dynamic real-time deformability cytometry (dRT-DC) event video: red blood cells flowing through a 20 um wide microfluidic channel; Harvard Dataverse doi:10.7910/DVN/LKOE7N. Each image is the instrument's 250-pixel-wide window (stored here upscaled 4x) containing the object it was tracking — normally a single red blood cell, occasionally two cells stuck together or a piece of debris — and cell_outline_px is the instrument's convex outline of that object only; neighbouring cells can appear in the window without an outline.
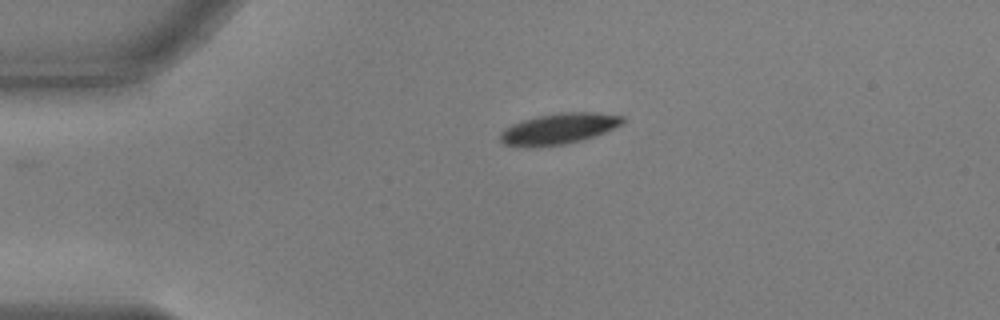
{"species": "common noctule bat (a hibernating species)", "species_latin": "Nyctalus noctula", "temperature_condition": "warm", "stored_images_in_passage": 39, "camera_frame_rate_fps": 3000, "um_per_image_px": 0.085, "animal": {"sex": "male", "body_mass_g": 17.9, "forearm_length_mm": 54.2}, "frame": {"image": 1, "passage_image": 1, "time_ms": 0.0, "image_size_px": [1000, 320], "cell_outline_px": [[624, 124], [596, 136], [584, 140], [564, 144], [532, 148], [528, 148], [504, 144], [500, 140], [500, 132], [504, 128], [512, 124], [536, 116], [560, 112], [592, 112], [624, 116]], "centroid_in_image_um": [47.5, 10.95], "position_along_channel_um": 37.5, "area_um2": 22.37}}
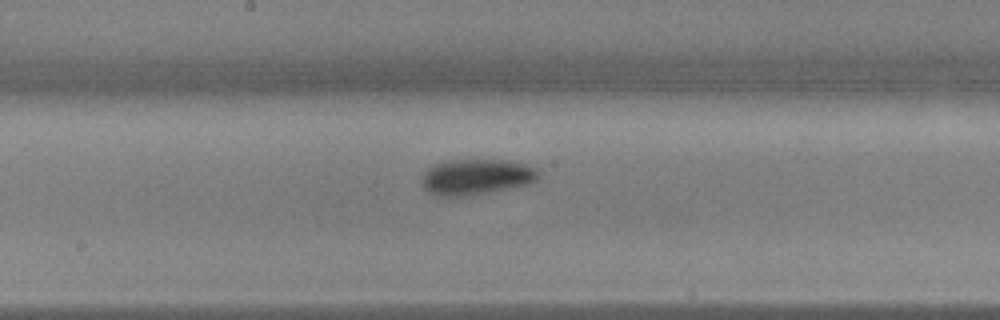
{"frame": {"image": 2, "passage_image": 18, "time_ms": 5.667, "image_size_px": [1000, 320], "cell_outline_px": [[540, 176], [536, 180], [528, 184], [468, 196], [436, 196], [428, 192], [420, 184], [420, 176], [428, 168], [436, 164], [448, 160], [504, 160], [528, 164], [536, 168], [540, 172]], "centroid_in_image_um": [40.46, 15.04], "position_along_channel_um": 207.7, "area_um2": 24.51}}
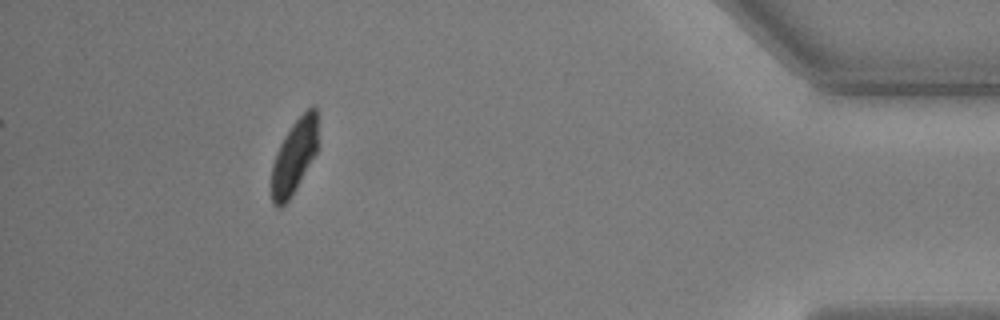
{"frame": {"image": 3, "passage_image": 39, "time_ms": 12.667, "image_size_px": [1000, 320], "cell_outline_px": [[316, 152], [292, 196], [280, 208], [276, 208], [272, 204], [272, 164], [276, 152], [280, 144], [292, 124], [312, 104], [316, 108]], "centroid_in_image_um": [24.97, 13.35], "position_along_channel_um": 410.2, "area_um2": 19.65}, "authors_computed_cell_mechanics": {"area_um2": 22.8888, "velocity_mm_per_s": 3.6522, "shape_relaxation_time_tau1_ms": 2.361, "shape_relaxation_time_tau2_ms": 7.4457, "deformation_change_tau1": 0.1245, "deformation_change_tau2": 0.0776}}